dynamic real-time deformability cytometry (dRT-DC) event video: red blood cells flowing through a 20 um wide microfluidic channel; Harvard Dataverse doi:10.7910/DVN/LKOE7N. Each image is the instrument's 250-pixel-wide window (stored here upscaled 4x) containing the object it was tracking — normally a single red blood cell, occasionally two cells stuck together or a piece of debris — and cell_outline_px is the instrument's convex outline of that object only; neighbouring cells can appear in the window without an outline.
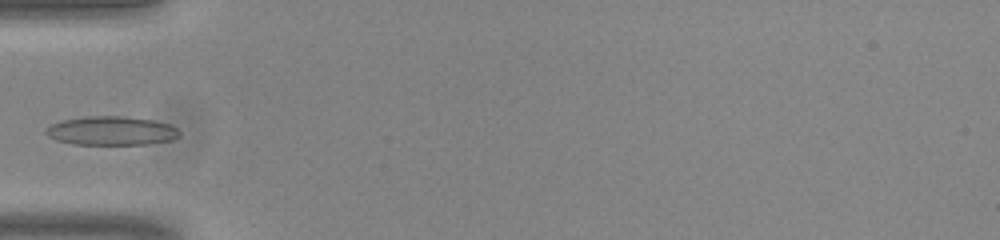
{"species": "common noctule bat (a hibernating species)", "species_latin": "Nyctalus noctula", "temperature_condition": "room temperature", "stored_images_in_passage": 36, "camera_frame_rate_fps": 3000, "um_per_image_px": 0.085, "animal": {"sex": "male", "body_mass_g": 20.0, "forearm_length_mm": 53.3}, "frame": {"image": 1, "passage_image": 1, "time_ms": 0.0, "image_size_px": [1000, 240], "cell_outline_px": [[180, 136], [172, 140], [148, 144], [72, 144], [56, 140], [48, 136], [44, 132], [44, 128], [52, 124], [64, 120], [84, 116], [124, 116], [152, 120], [168, 124], [176, 128], [180, 132]], "centroid_in_image_um": [9.45, 11.12], "position_along_channel_um": 75.6, "area_um2": 22.48}}
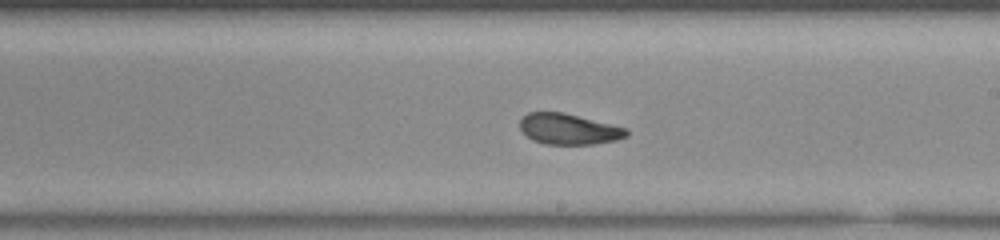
{"frame": {"image": 2, "passage_image": 14, "time_ms": 4.333, "image_size_px": [1000, 240], "cell_outline_px": [[628, 136], [616, 140], [592, 144], [544, 144], [532, 140], [520, 128], [520, 120], [528, 112], [560, 112], [628, 128]], "centroid_in_image_um": [48.34, 10.98], "position_along_channel_um": 240.7, "area_um2": 18.9}}
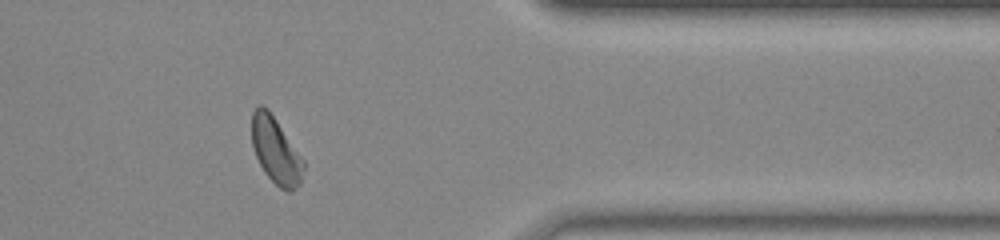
{"frame": {"image": 3, "passage_image": 27, "time_ms": 8.667, "image_size_px": [1000, 240], "cell_outline_px": [[304, 168], [300, 184], [292, 192], [288, 192], [280, 188], [264, 172], [252, 148], [252, 112], [260, 104], [268, 108], [304, 160]], "centroid_in_image_um": [23.44, 12.81], "position_along_channel_um": 388.0, "area_um2": 19.94}}